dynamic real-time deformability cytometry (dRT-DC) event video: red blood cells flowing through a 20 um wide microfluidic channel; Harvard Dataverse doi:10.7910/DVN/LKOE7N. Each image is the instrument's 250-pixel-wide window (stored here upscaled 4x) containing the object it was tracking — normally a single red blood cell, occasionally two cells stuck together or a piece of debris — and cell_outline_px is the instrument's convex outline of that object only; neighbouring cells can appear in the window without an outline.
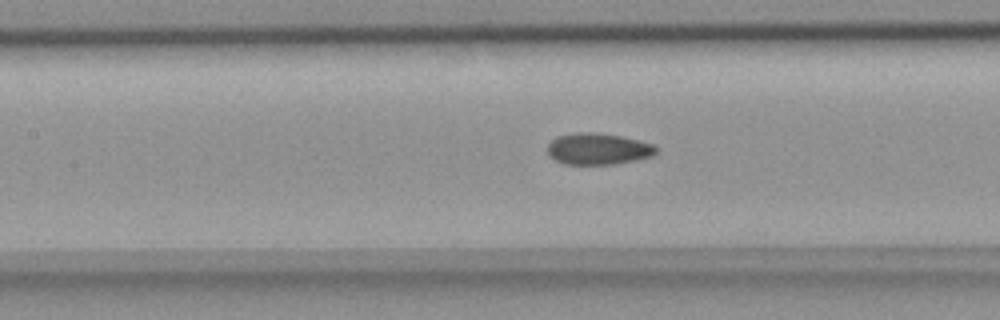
{"species": "common noctule bat (a hibernating species)", "species_latin": "Nyctalus noctula", "temperature_condition": "room temperature", "stored_images_in_passage": 31, "camera_frame_rate_fps": 3000, "um_per_image_px": 0.085, "animal": {"sex": "female", "body_mass_g": 18.4}, "frame": {"image": 1, "passage_image": 13, "time_ms": 4.0, "image_size_px": [1000, 320], "cell_outline_px": [[660, 148], [652, 156], [616, 164], [564, 164], [548, 156], [548, 144], [556, 136], [580, 132], [592, 132], [620, 136], [652, 144]], "centroid_in_image_um": [50.82, 12.66], "position_along_channel_um": 156.6, "area_um2": 19.83}}
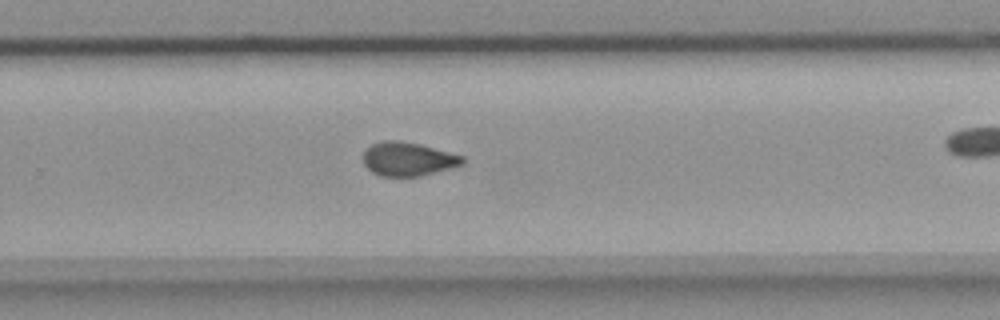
{"frame": {"image": 2, "passage_image": 24, "time_ms": 7.667, "image_size_px": [1000, 320], "cell_outline_px": [[464, 164], [452, 168], [420, 176], [380, 176], [372, 172], [364, 164], [364, 152], [372, 144], [384, 140], [396, 140], [420, 144], [464, 156]], "centroid_in_image_um": [34.7, 13.52], "position_along_channel_um": 295.1, "area_um2": 19.48}}
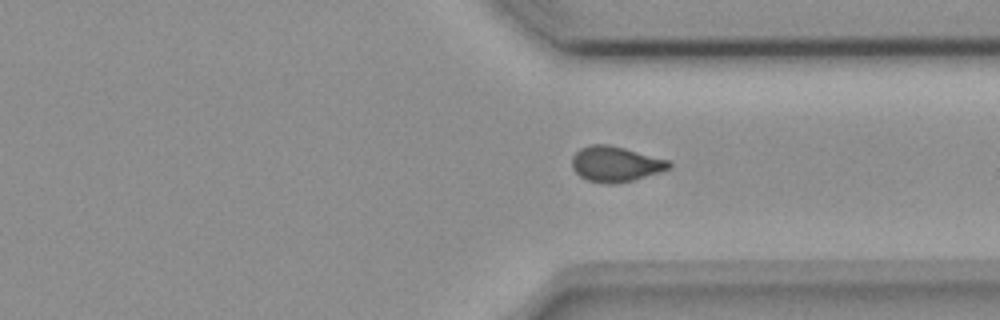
{"frame": {"image": 3, "passage_image": 29, "time_ms": 9.333, "image_size_px": [1000, 320], "cell_outline_px": [[672, 168], [660, 172], [632, 180], [612, 184], [608, 184], [588, 180], [580, 176], [572, 168], [572, 156], [580, 148], [592, 144], [608, 144], [624, 148], [668, 160], [672, 164]], "centroid_in_image_um": [52.31, 13.94], "position_along_channel_um": 359.1, "area_um2": 19.88}}